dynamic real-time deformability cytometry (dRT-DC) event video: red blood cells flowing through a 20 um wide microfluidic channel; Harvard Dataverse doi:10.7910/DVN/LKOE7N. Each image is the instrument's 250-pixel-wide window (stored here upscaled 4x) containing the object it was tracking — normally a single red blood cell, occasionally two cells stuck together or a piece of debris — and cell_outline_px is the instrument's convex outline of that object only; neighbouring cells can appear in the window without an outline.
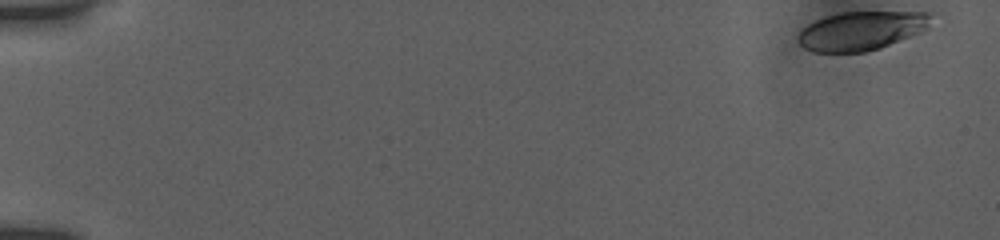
{"species": "human", "species_latin": "Homo sapiens", "temperature_condition": "room temperature", "stored_images_in_passage": 24, "camera_frame_rate_fps": 3000, "um_per_image_px": 0.085, "donor": {"sex": "female"}, "frame": {"image": 1, "passage_image": 1, "time_ms": 0.0, "image_size_px": [1000, 240], "cell_outline_px": [[928, 24], [920, 32], [880, 48], [864, 52], [812, 52], [804, 48], [800, 44], [796, 36], [808, 24], [816, 20], [828, 16], [844, 12], [928, 12]], "centroid_in_image_um": [73.14, 2.63], "position_along_channel_um": 11.9, "area_um2": 29.54}}
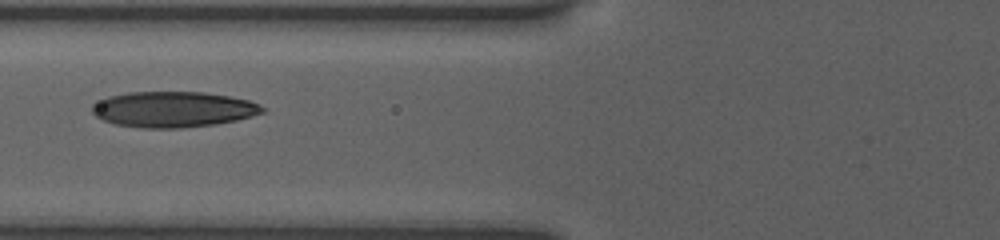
{"frame": {"image": 2, "passage_image": 21, "time_ms": 7.0, "image_size_px": [1000, 240], "cell_outline_px": [[268, 108], [264, 112], [236, 120], [212, 124], [180, 128], [140, 128], [116, 124], [104, 120], [96, 116], [92, 112], [92, 104], [108, 96], [128, 92], [204, 92], [228, 96], [248, 100], [260, 104]], "centroid_in_image_um": [14.72, 9.29], "position_along_channel_um": 111.1, "area_um2": 35.37}}
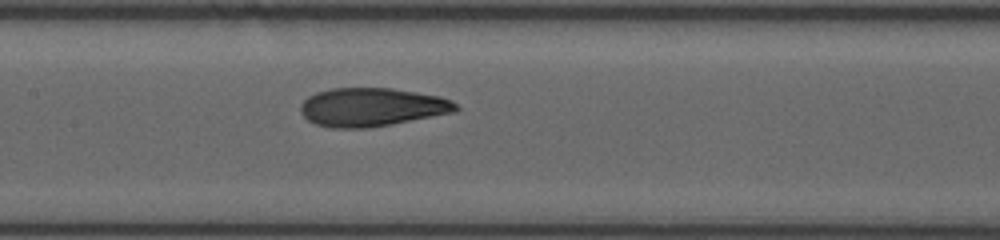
{"frame": {"image": 3, "passage_image": 24, "time_ms": 8.667, "image_size_px": [1000, 240], "cell_outline_px": [[460, 108], [452, 112], [392, 124], [368, 128], [332, 128], [316, 124], [308, 120], [300, 112], [300, 104], [308, 96], [316, 92], [332, 88], [392, 88], [440, 96], [452, 100]], "centroid_in_image_um": [31.57, 9.1], "position_along_channel_um": 175.8, "area_um2": 34.8}}